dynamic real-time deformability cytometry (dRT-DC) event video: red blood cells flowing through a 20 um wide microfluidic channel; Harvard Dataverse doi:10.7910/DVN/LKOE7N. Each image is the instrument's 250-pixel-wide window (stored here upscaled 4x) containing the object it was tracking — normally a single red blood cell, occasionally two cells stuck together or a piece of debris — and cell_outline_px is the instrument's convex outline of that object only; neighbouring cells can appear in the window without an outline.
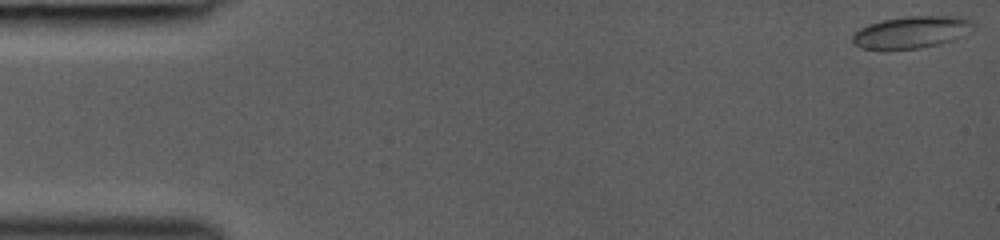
{"species": "common noctule bat (a hibernating species)", "species_latin": "Nyctalus noctula", "temperature_condition": "room temperature", "stored_images_in_passage": 44, "camera_frame_rate_fps": 3000, "um_per_image_px": 0.085, "animal": {"sex": "female", "body_mass_g": 19.0, "forearm_length_mm": 53.3}, "frame": {"image": 1, "passage_image": 1, "time_ms": 0.0, "image_size_px": [1000, 240], "cell_outline_px": [[976, 28], [972, 32], [964, 36], [952, 40], [920, 48], [884, 52], [860, 48], [852, 44], [852, 36], [860, 28], [868, 24], [884, 20], [908, 16], [964, 16], [972, 20], [976, 24]], "centroid_in_image_um": [77.5, 2.76], "position_along_channel_um": 7.5, "area_um2": 23.47}}
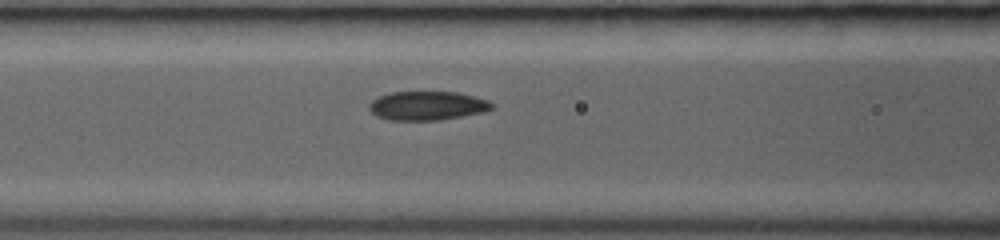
{"frame": {"image": 2, "passage_image": 19, "time_ms": 6.0, "image_size_px": [1000, 240], "cell_outline_px": [[492, 108], [484, 112], [440, 120], [388, 120], [376, 116], [368, 108], [368, 104], [372, 100], [380, 96], [392, 92], [456, 92], [488, 100], [492, 104]], "centroid_in_image_um": [36.28, 8.99], "position_along_channel_um": 130.3, "area_um2": 20.58}}
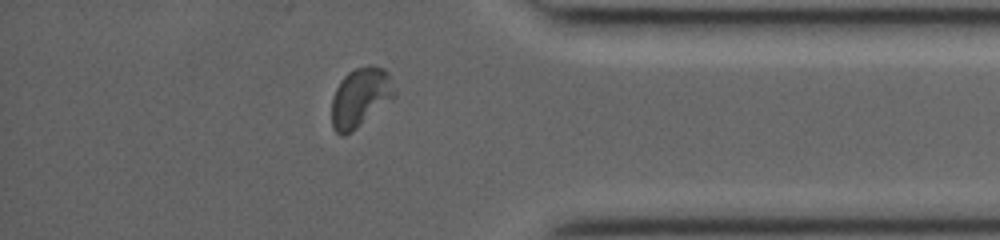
{"frame": {"image": 3, "passage_image": 38, "time_ms": 12.333, "image_size_px": [1000, 240], "cell_outline_px": [[396, 96], [392, 100], [352, 132], [344, 136], [340, 136], [332, 128], [332, 100], [336, 88], [344, 76], [348, 72], [356, 68], [368, 64], [372, 64], [384, 68], [388, 72], [396, 92]], "centroid_in_image_um": [30.64, 8.28], "position_along_channel_um": 404.6, "area_um2": 21.96}}